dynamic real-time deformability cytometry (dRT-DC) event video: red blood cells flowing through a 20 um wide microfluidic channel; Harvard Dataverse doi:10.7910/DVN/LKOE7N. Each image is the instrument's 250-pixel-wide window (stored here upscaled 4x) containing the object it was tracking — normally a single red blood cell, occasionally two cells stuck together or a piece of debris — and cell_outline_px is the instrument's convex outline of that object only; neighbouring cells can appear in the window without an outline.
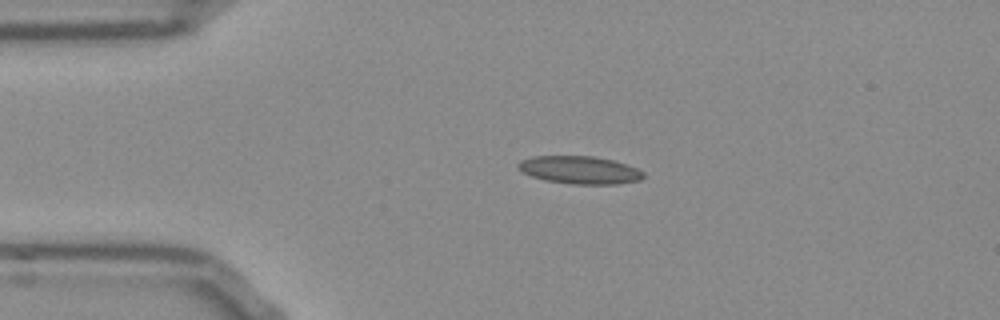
{"species": "Egyptian fruit bat (a non-hibernating species)", "species_latin": "Rousettus aegyptiacus", "temperature_condition": "room temperature", "stored_images_in_passage": 43, "camera_frame_rate_fps": 3000, "um_per_image_px": 0.085, "frame": {"image": 1, "passage_image": 1, "time_ms": 0.0, "image_size_px": [1000, 320], "cell_outline_px": [[644, 176], [640, 180], [616, 184], [572, 184], [544, 180], [532, 176], [516, 168], [516, 164], [520, 160], [532, 156], [592, 156], [612, 160], [636, 168], [644, 172]], "centroid_in_image_um": [49.23, 14.45], "position_along_channel_um": 35.8, "area_um2": 20.23}}
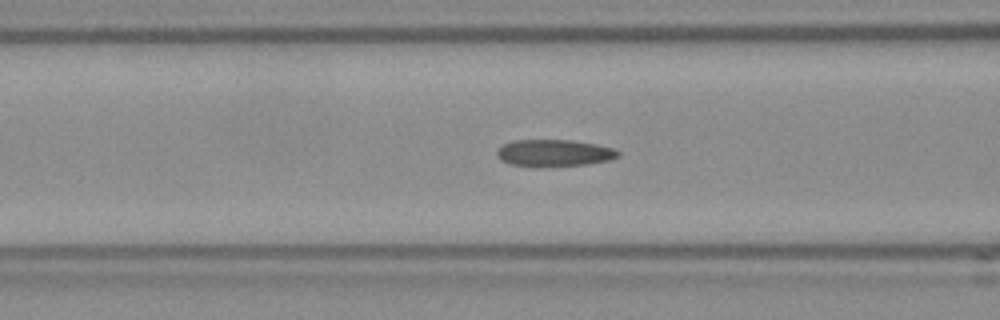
{"frame": {"image": 2, "passage_image": 10, "time_ms": 3.0, "image_size_px": [1000, 320], "cell_outline_px": [[620, 156], [612, 160], [588, 164], [536, 168], [512, 164], [500, 160], [496, 156], [496, 152], [504, 144], [512, 140], [572, 140], [596, 144], [612, 148], [620, 152]], "centroid_in_image_um": [47.11, 13.02], "position_along_channel_um": 119.5, "area_um2": 19.36}}
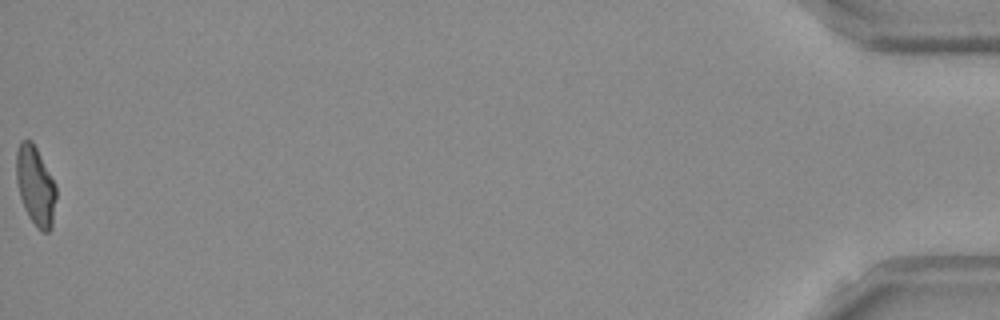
{"frame": {"image": 3, "passage_image": 43, "time_ms": 14.0, "image_size_px": [1000, 320], "cell_outline_px": [[56, 196], [52, 228], [48, 232], [44, 232], [36, 228], [28, 216], [24, 208], [20, 196], [16, 180], [16, 152], [20, 140], [32, 140], [56, 184]], "centroid_in_image_um": [3.01, 15.8], "position_along_channel_um": 432.2, "area_um2": 18.55}, "authors_computed_cell_mechanics": {"area_um2": 18.9006, "velocity_mm_per_s": 3.8047, "shape_relaxation_time_tau1_ms": 7.2029, "shape_relaxation_time_tau2_ms": 1.6314, "deformation_change_tau1": 0.1898, "deformation_change_tau2": 0.0973}}